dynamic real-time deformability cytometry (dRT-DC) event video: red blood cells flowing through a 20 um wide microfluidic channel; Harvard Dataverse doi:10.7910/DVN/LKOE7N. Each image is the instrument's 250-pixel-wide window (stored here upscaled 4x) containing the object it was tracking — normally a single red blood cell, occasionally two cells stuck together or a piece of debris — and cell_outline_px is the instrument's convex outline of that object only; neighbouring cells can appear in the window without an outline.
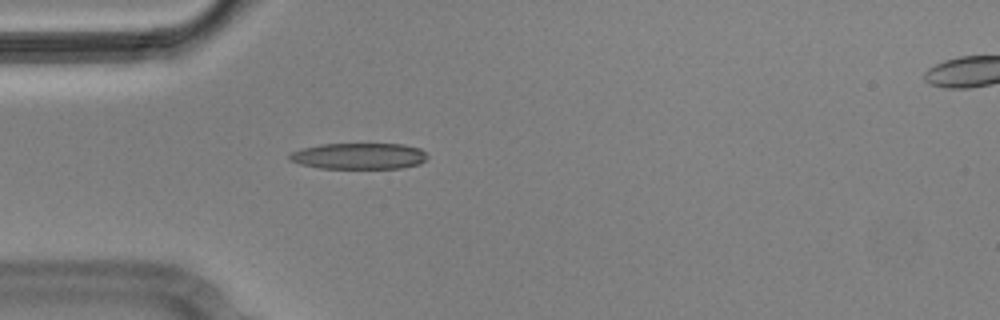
{"species": "Egyptian fruit bat (a non-hibernating species)", "species_latin": "Rousettus aegyptiacus", "temperature_condition": "cold", "stored_images_in_passage": 1, "camera_frame_rate_fps": 3000, "um_per_image_px": 0.085, "animal": {"sex": "male"}, "frame": {"image": 1, "passage_image": 1, "time_ms": 0.0, "image_size_px": [1000, 320], "cell_outline_px": [[428, 156], [420, 164], [400, 168], [320, 168], [300, 164], [288, 160], [288, 156], [292, 152], [304, 148], [320, 144], [404, 144], [420, 148]], "centroid_in_image_um": [30.51, 13.26], "position_along_channel_um": 54.5, "area_um2": 20.98}}